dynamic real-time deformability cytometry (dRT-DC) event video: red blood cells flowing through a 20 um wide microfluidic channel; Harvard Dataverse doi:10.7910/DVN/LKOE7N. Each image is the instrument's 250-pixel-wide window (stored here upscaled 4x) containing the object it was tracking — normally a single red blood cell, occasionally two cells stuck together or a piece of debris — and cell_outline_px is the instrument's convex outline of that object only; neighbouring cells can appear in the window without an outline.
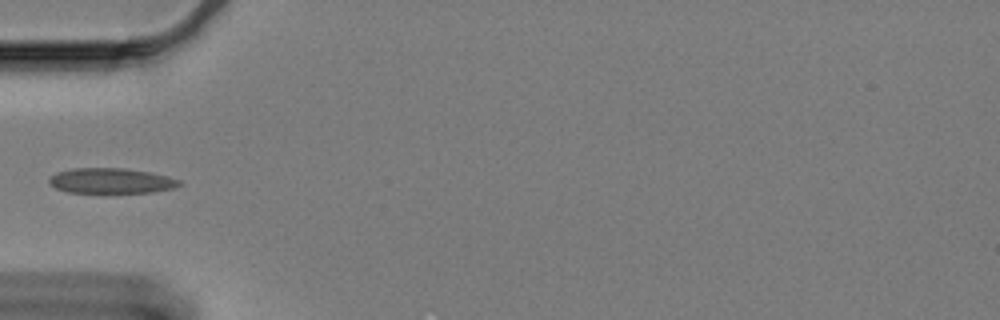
{"species": "Egyptian fruit bat (a non-hibernating species)", "species_latin": "Rousettus aegyptiacus", "temperature_condition": "cold", "stored_images_in_passage": 42, "camera_frame_rate_fps": 3000, "um_per_image_px": 0.085, "animal": {"sex": "female"}, "frame": {"image": 1, "passage_image": 1, "time_ms": 0.0, "image_size_px": [1000, 320], "cell_outline_px": [[184, 184], [176, 188], [152, 192], [68, 192], [56, 188], [48, 184], [48, 176], [56, 172], [72, 168], [124, 168], [148, 172], [168, 176], [180, 180]], "centroid_in_image_um": [9.44, 15.36], "position_along_channel_um": 75.6, "area_um2": 19.31}}
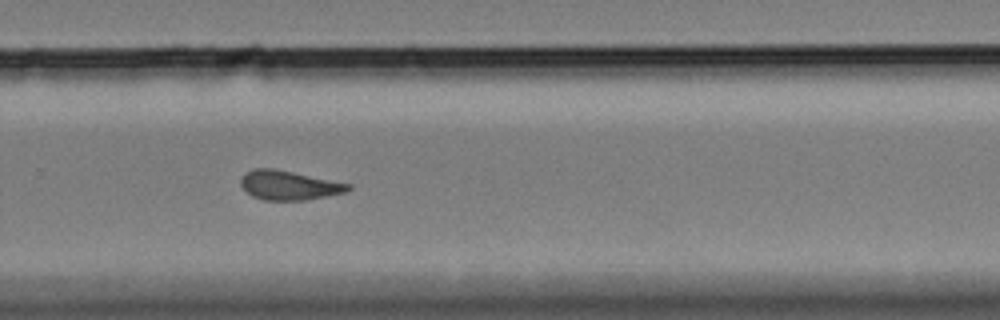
{"frame": {"image": 2, "passage_image": 22, "time_ms": 7.0, "image_size_px": [1000, 320], "cell_outline_px": [[352, 188], [348, 192], [328, 196], [304, 200], [264, 200], [252, 196], [240, 184], [240, 176], [252, 168], [272, 168], [352, 184]], "centroid_in_image_um": [24.57, 15.75], "position_along_channel_um": 305.2, "area_um2": 18.38}}
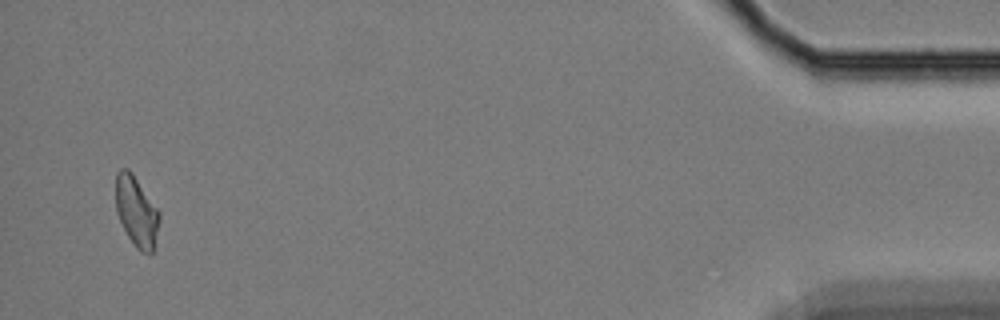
{"frame": {"image": 3, "passage_image": 40, "time_ms": 13.0, "image_size_px": [1000, 320], "cell_outline_px": [[160, 220], [152, 252], [140, 252], [136, 248], [128, 236], [116, 212], [116, 172], [120, 168], [128, 168], [132, 172], [160, 212]], "centroid_in_image_um": [11.59, 17.94], "position_along_channel_um": 423.6, "area_um2": 17.74}}